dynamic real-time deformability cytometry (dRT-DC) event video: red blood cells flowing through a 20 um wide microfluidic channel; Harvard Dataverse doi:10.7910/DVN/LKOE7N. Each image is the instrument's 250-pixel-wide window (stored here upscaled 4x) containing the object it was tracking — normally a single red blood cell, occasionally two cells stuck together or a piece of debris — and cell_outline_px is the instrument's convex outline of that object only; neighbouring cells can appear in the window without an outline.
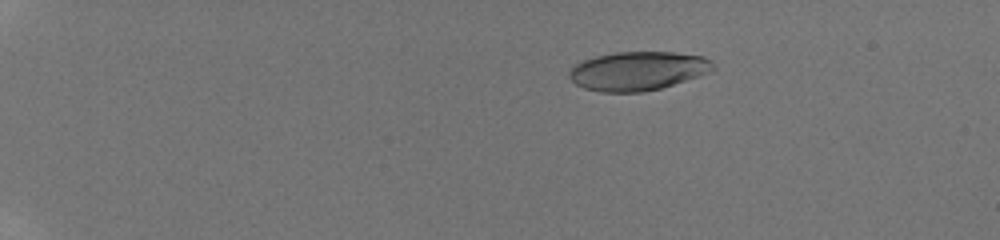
{"species": "human", "species_latin": "Homo sapiens", "temperature_condition": "room temperature", "stored_images_in_passage": 22, "camera_frame_rate_fps": 3000, "um_per_image_px": 0.085, "donor": {"sex": "male"}, "frame": {"image": 1, "passage_image": 7, "time_ms": 3.667, "image_size_px": [1000, 240], "cell_outline_px": [[716, 68], [712, 72], [660, 88], [644, 92], [600, 92], [584, 88], [576, 84], [568, 76], [568, 72], [576, 64], [584, 60], [596, 56], [616, 52], [672, 52], [704, 56], [712, 60], [716, 64]], "centroid_in_image_um": [54.26, 6.03], "position_along_channel_um": 30.7, "area_um2": 32.71}}
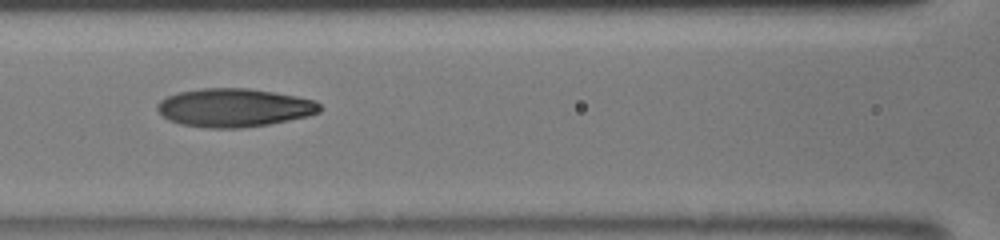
{"frame": {"image": 2, "passage_image": 17, "time_ms": 9.333, "image_size_px": [1000, 240], "cell_outline_px": [[324, 108], [320, 112], [308, 116], [268, 124], [240, 128], [204, 128], [180, 124], [168, 120], [156, 108], [156, 104], [160, 100], [176, 92], [200, 88], [248, 88], [296, 96], [316, 100]], "centroid_in_image_um": [19.9, 9.15], "position_along_channel_um": 146.7, "area_um2": 36.59}}
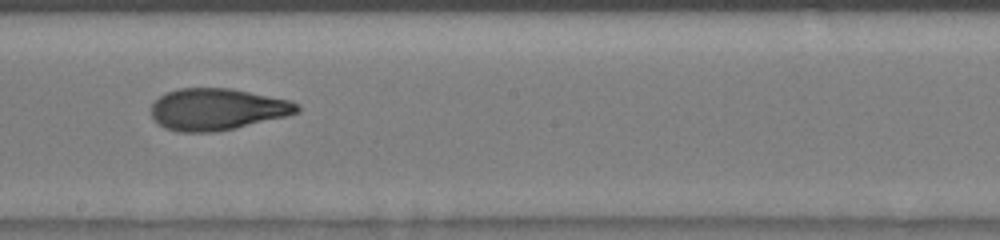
{"frame": {"image": 3, "passage_image": 21, "time_ms": 11.333, "image_size_px": [1000, 240], "cell_outline_px": [[300, 112], [288, 116], [236, 128], [216, 132], [176, 132], [164, 128], [152, 116], [152, 104], [160, 96], [168, 92], [180, 88], [232, 88], [292, 100], [300, 104]], "centroid_in_image_um": [18.52, 9.29], "position_along_channel_um": 229.7, "area_um2": 35.78}}